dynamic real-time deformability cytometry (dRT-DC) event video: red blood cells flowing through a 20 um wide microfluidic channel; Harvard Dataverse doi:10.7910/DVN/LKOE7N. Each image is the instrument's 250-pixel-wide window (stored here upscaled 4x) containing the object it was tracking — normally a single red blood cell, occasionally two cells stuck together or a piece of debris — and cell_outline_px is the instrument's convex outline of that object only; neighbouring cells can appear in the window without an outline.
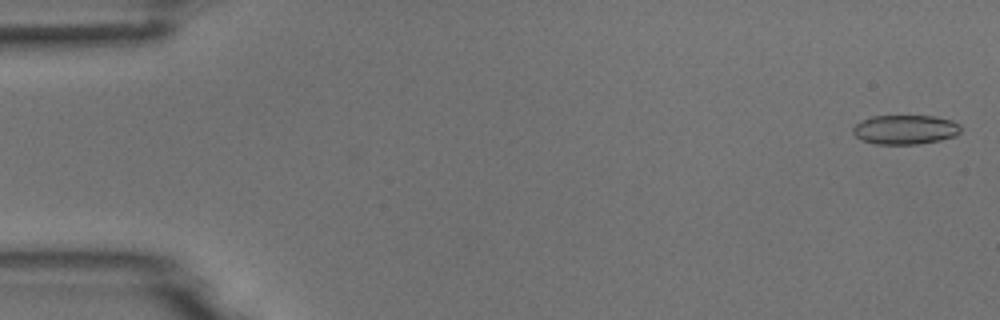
{"species": "common noctule bat (a hibernating species)", "species_latin": "Nyctalus noctula", "temperature_condition": "room temperature", "stored_images_in_passage": 4, "camera_frame_rate_fps": 3000, "um_per_image_px": 0.085, "animal": {"sex": "male", "body_mass_g": 18.8}, "frame": {"image": 1, "passage_image": 1, "time_ms": 0.0, "image_size_px": [1000, 320], "cell_outline_px": [[960, 132], [956, 136], [940, 140], [916, 144], [876, 144], [860, 140], [852, 132], [852, 128], [860, 120], [872, 116], [936, 116], [952, 120], [960, 124]], "centroid_in_image_um": [76.93, 11.01], "position_along_channel_um": 8.1, "area_um2": 18.61}}